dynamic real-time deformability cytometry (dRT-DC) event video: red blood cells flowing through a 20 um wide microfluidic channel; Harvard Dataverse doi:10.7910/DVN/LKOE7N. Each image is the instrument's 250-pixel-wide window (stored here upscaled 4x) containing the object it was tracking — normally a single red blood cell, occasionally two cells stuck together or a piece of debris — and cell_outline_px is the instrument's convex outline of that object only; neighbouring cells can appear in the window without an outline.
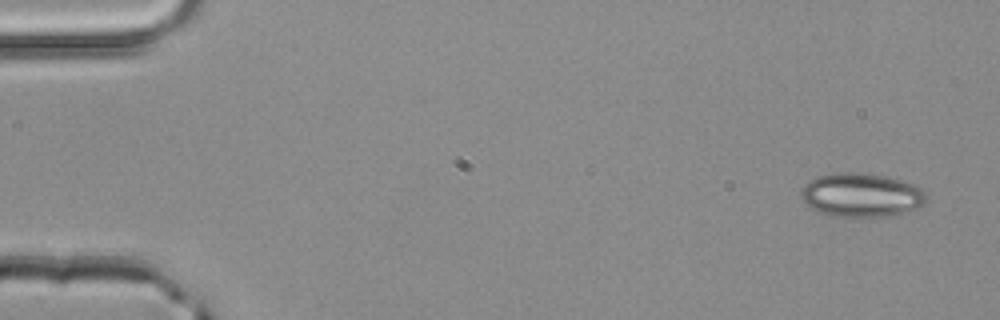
{"species": "common noctule bat (a hibernating species)", "species_latin": "Nyctalus noctula", "temperature_condition": "room temperature", "stored_images_in_passage": 3, "camera_frame_rate_fps": 3000, "um_per_image_px": 0.085, "animal": {"sex": "male", "body_mass_g": 20.4}, "frame": {"image": 1, "passage_image": 1, "time_ms": 0.0, "image_size_px": [1000, 320], "cell_outline_px": [[928, 200], [924, 204], [916, 208], [896, 216], [832, 216], [820, 212], [808, 204], [800, 196], [800, 192], [804, 184], [820, 176], [836, 172], [860, 172], [888, 176], [904, 180], [920, 188], [924, 192]], "centroid_in_image_um": [73.26, 16.57], "position_along_channel_um": 11.7, "area_um2": 32.02}}